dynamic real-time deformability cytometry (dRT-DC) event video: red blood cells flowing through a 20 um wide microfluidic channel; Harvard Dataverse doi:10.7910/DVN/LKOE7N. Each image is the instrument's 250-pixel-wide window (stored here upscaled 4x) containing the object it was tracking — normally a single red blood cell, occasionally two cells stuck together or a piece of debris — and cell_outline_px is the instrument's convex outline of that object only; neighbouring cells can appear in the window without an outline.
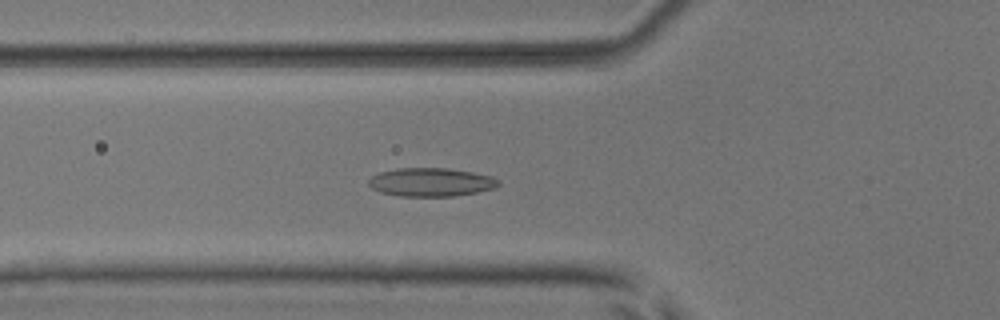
{"species": "common noctule bat (a hibernating species)", "species_latin": "Nyctalus noctula", "temperature_condition": "room temperature", "stored_images_in_passage": 54, "camera_frame_rate_fps": 3000, "um_per_image_px": 0.085, "animal": {"sex": "male", "body_mass_g": 17.9, "forearm_length_mm": 54.2}, "frame": {"image": 1, "passage_image": 20, "time_ms": 6.333, "image_size_px": [1000, 320], "cell_outline_px": [[500, 184], [496, 188], [476, 192], [452, 196], [400, 196], [380, 192], [372, 188], [368, 184], [368, 180], [372, 176], [380, 172], [400, 168], [448, 168], [472, 172], [492, 176], [500, 180]], "centroid_in_image_um": [36.65, 15.48], "position_along_channel_um": 89.1, "area_um2": 21.56}}
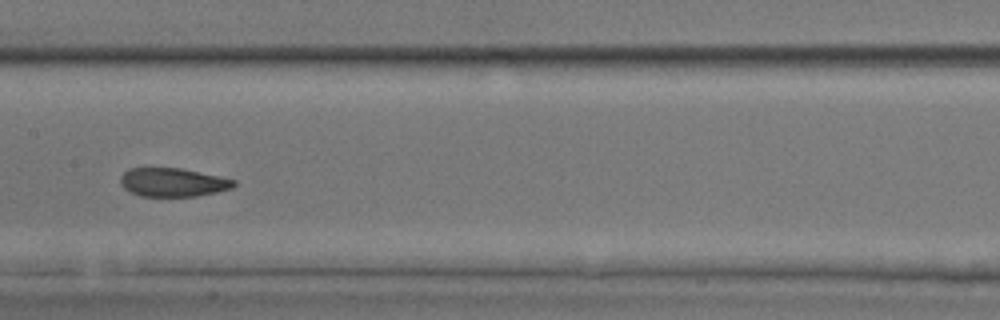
{"frame": {"image": 2, "passage_image": 28, "time_ms": 9.0, "image_size_px": [1000, 320], "cell_outline_px": [[236, 184], [232, 188], [216, 192], [196, 196], [140, 196], [124, 188], [120, 184], [120, 176], [128, 168], [180, 168], [220, 176], [236, 180]], "centroid_in_image_um": [14.69, 15.49], "position_along_channel_um": 192.7, "area_um2": 18.9}}
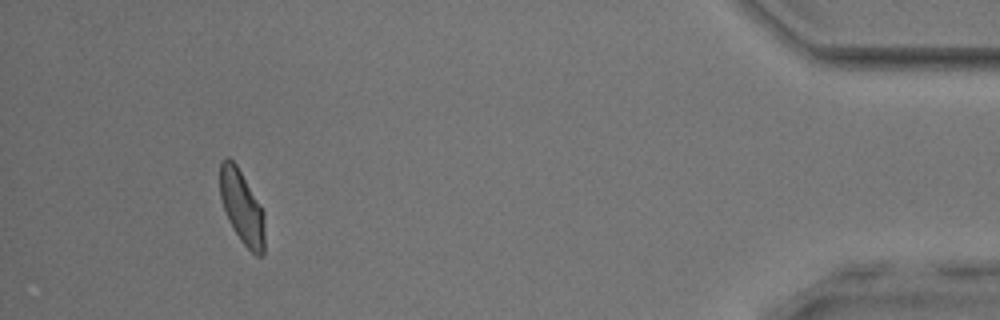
{"frame": {"image": 3, "passage_image": 50, "time_ms": 16.333, "image_size_px": [1000, 320], "cell_outline_px": [[264, 256], [256, 256], [240, 240], [232, 228], [228, 220], [220, 196], [220, 160], [224, 156], [228, 156], [236, 164], [260, 204], [264, 212]], "centroid_in_image_um": [20.56, 17.6], "position_along_channel_um": 414.6, "area_um2": 19.25}, "authors_computed_cell_mechanics": {"area_um2": 20.1722, "velocity_mm_per_s": 3.8777, "shape_relaxation_time_tau1_ms": 6.5033, "shape_relaxation_time_tau2_ms": 1.6533, "deformation_change_tau1": 0.1357, "deformation_change_tau2": 0.0813}}